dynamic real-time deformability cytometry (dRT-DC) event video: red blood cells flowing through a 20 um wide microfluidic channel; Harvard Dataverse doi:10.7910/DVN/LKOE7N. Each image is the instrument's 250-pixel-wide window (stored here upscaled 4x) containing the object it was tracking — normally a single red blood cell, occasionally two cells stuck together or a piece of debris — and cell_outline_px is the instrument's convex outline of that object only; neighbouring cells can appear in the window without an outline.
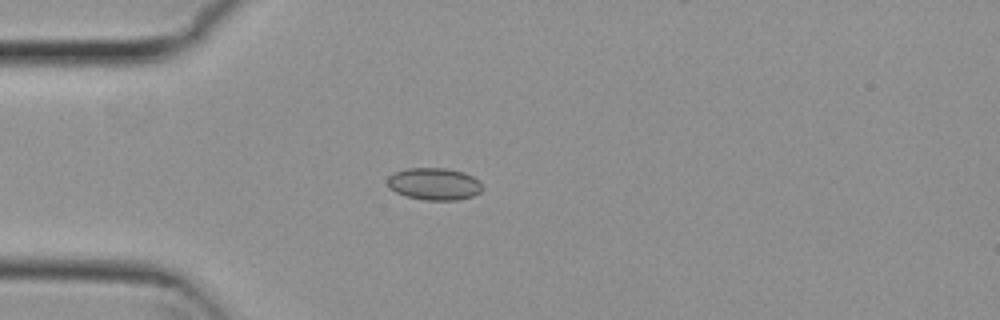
{"species": "common noctule bat (a hibernating species)", "species_latin": "Nyctalus noctula", "temperature_condition": "cold", "stored_images_in_passage": 41, "camera_frame_rate_fps": 3000, "um_per_image_px": 0.085, "animal": {"sex": "female", "body_mass_g": 29.2, "forearm_length_mm": 56.3}, "frame": {"image": 1, "passage_image": 1, "time_ms": 0.0, "image_size_px": [1000, 320], "cell_outline_px": [[484, 188], [480, 192], [472, 196], [456, 200], [424, 200], [408, 196], [396, 192], [388, 188], [388, 176], [396, 172], [408, 168], [444, 168], [464, 172], [472, 176]], "centroid_in_image_um": [36.9, 15.63], "position_along_channel_um": 48.1, "area_um2": 17.63}}
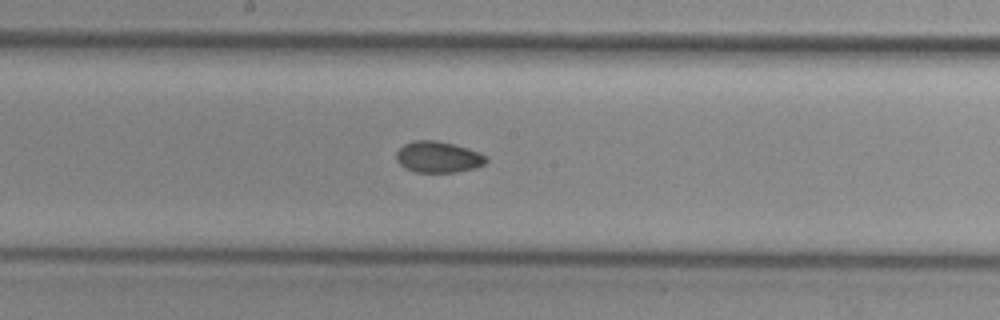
{"frame": {"image": 2, "passage_image": 15, "time_ms": 4.667, "image_size_px": [1000, 320], "cell_outline_px": [[488, 160], [484, 164], [476, 168], [456, 172], [416, 172], [400, 164], [396, 160], [396, 152], [404, 144], [412, 140], [436, 140], [468, 148], [484, 156]], "centroid_in_image_um": [37.22, 13.34], "position_along_channel_um": 211.0, "area_um2": 16.18}}
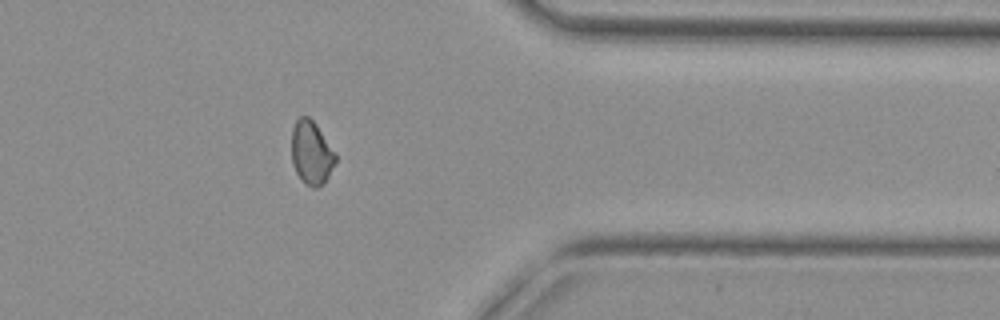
{"frame": {"image": 3, "passage_image": 30, "time_ms": 9.667, "image_size_px": [1000, 320], "cell_outline_px": [[336, 160], [324, 184], [316, 188], [312, 188], [304, 184], [300, 180], [292, 164], [292, 128], [296, 120], [300, 116], [308, 116], [316, 124], [336, 156]], "centroid_in_image_um": [26.44, 13.02], "position_along_channel_um": 385.0, "area_um2": 16.18}, "authors_computed_cell_mechanics": {"area_um2": 16.3574, "velocity_mm_per_s": 3.7826, "shape_relaxation_time_tau1_ms": null, "shape_relaxation_time_tau2_ms": 4.4158, "deformation_change_tau1": null, "deformation_change_tau2": 0.0685}}